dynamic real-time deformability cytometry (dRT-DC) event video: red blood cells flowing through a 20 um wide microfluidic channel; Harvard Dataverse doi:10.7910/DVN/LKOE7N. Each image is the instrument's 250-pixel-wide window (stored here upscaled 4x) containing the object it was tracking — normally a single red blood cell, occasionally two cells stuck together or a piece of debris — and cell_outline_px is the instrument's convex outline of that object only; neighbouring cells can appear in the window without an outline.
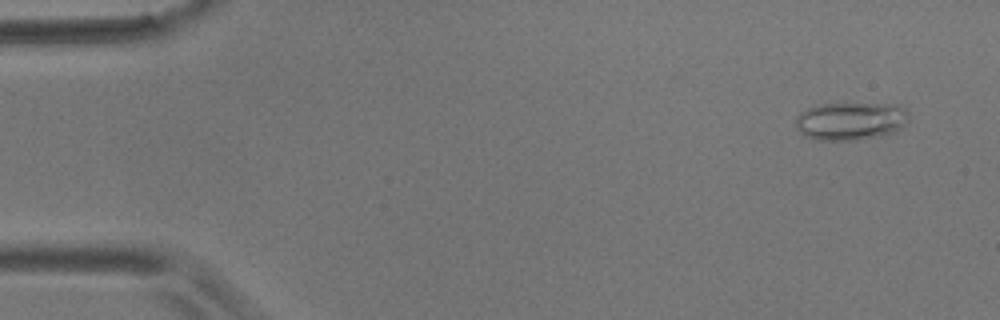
{"species": "common noctule bat (a hibernating species)", "species_latin": "Nyctalus noctula", "temperature_condition": "room temperature", "stored_images_in_passage": 56, "camera_frame_rate_fps": 3000, "um_per_image_px": 0.085, "animal": {"sex": "male", "body_mass_g": 17.9}, "frame": {"image": 1, "passage_image": 4, "time_ms": 1.0, "image_size_px": [1000, 320], "cell_outline_px": [[908, 120], [896, 132], [880, 136], [856, 140], [816, 140], [804, 136], [796, 128], [796, 116], [800, 112], [816, 104], [844, 100], [900, 104], [908, 112]], "centroid_in_image_um": [72.31, 10.22], "position_along_channel_um": 12.7, "area_um2": 26.47}}
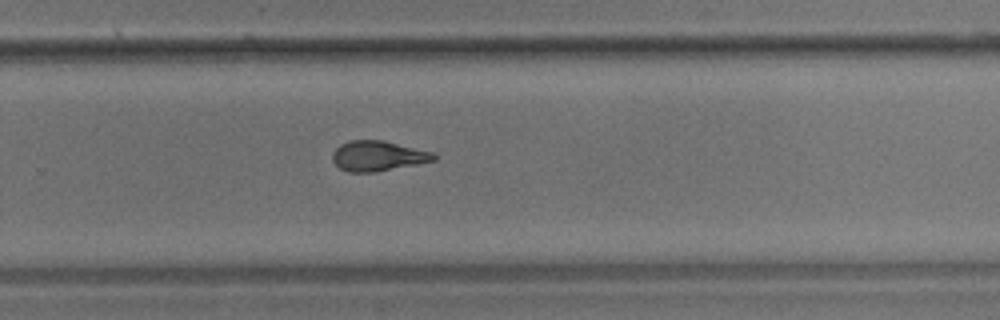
{"frame": {"image": 2, "passage_image": 37, "time_ms": 12.0, "image_size_px": [1000, 320], "cell_outline_px": [[436, 160], [376, 172], [348, 172], [340, 168], [332, 160], [332, 152], [340, 144], [348, 140], [384, 140], [432, 152], [436, 156]], "centroid_in_image_um": [32.09, 13.25], "position_along_channel_um": 297.7, "area_um2": 17.8}}
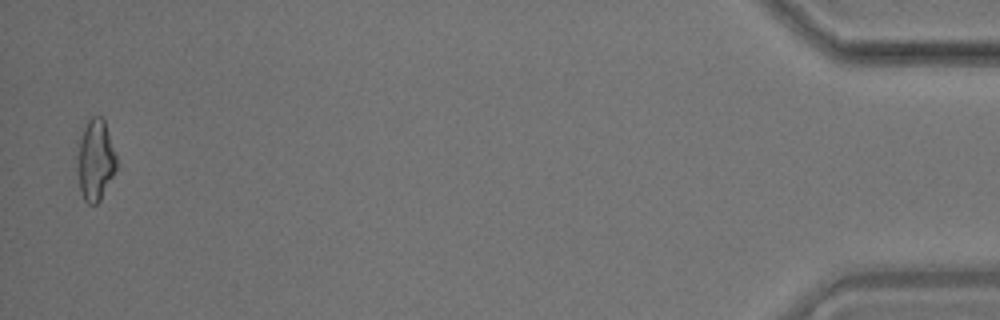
{"frame": {"image": 3, "passage_image": 55, "time_ms": 18.0, "image_size_px": [1000, 320], "cell_outline_px": [[116, 168], [100, 200], [96, 204], [88, 204], [84, 200], [80, 192], [76, 168], [80, 136], [88, 120], [92, 116], [100, 116], [104, 120], [116, 156]], "centroid_in_image_um": [8.08, 13.63], "position_along_channel_um": 427.1, "area_um2": 18.32}, "authors_computed_cell_mechanics": {"area_um2": 18.2937, "velocity_mm_per_s": 3.6208, "shape_relaxation_time_tau1_ms": 7.298, "shape_relaxation_time_tau2_ms": 2.6816, "deformation_change_tau1": 0.1843, "deformation_change_tau2": 0.113}}